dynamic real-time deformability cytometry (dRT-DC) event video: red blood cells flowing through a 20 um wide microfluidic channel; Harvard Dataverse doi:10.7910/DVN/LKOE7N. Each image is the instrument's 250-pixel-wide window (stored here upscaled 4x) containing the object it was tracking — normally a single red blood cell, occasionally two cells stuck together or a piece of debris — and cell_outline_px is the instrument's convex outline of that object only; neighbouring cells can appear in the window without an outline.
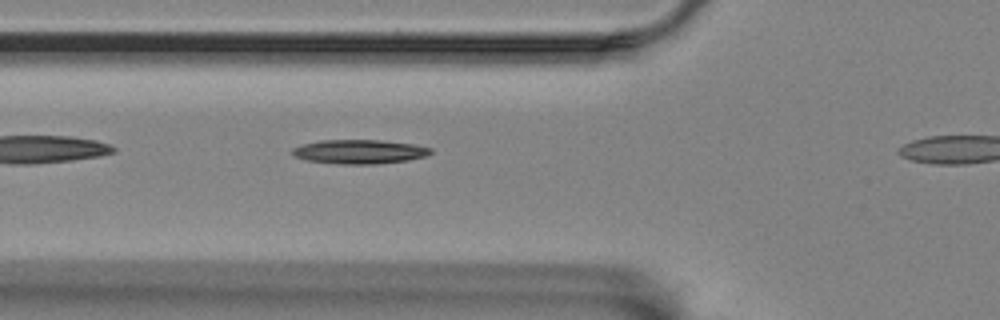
{"species": "Egyptian fruit bat (a non-hibernating species)", "species_latin": "Rousettus aegyptiacus", "temperature_condition": "room temperature", "stored_images_in_passage": 31, "camera_frame_rate_fps": 3000, "um_per_image_px": 0.085, "animal": {"sex": "female"}, "frame": {"image": 1, "passage_image": 4, "time_ms": 1.0, "image_size_px": [1000, 320], "cell_outline_px": [[432, 152], [424, 156], [408, 160], [376, 164], [340, 164], [304, 160], [296, 156], [292, 152], [292, 148], [300, 144], [320, 140], [380, 140], [412, 144], [432, 148]], "centroid_in_image_um": [30.51, 12.89], "position_along_channel_um": 95.3, "area_um2": 19.42}}
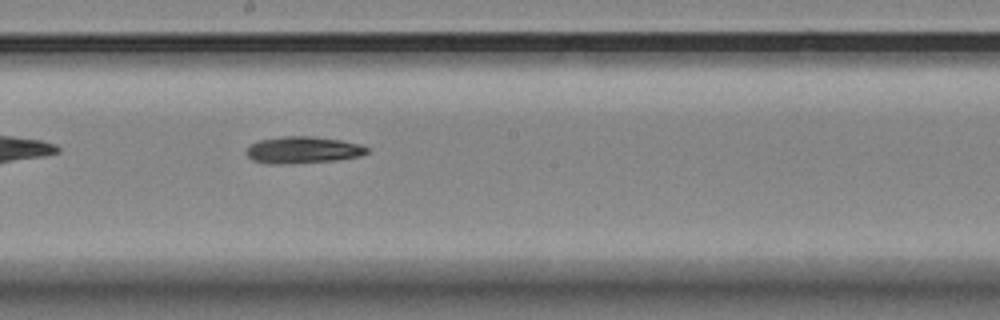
{"frame": {"image": 2, "passage_image": 15, "time_ms": 4.667, "image_size_px": [1000, 320], "cell_outline_px": [[368, 152], [360, 156], [336, 160], [288, 164], [264, 164], [252, 160], [244, 152], [252, 144], [260, 140], [280, 136], [312, 136], [340, 140], [360, 144], [368, 148]], "centroid_in_image_um": [25.71, 12.75], "position_along_channel_um": 222.5, "area_um2": 18.96}}
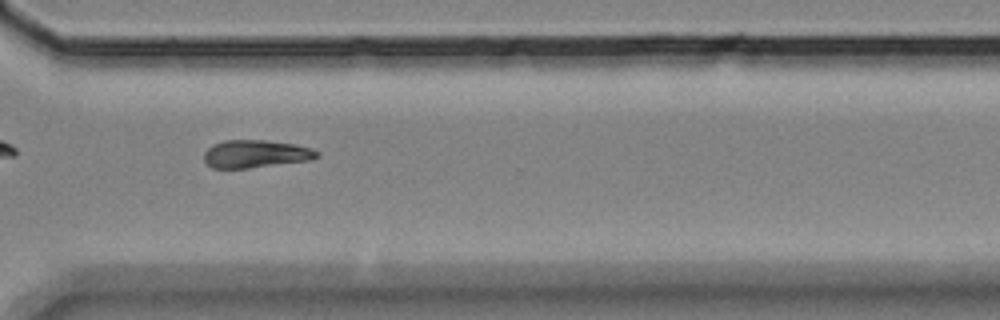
{"frame": {"image": 3, "passage_image": 26, "time_ms": 8.333, "image_size_px": [1000, 320], "cell_outline_px": [[320, 156], [308, 160], [248, 168], [212, 168], [204, 160], [204, 152], [212, 144], [224, 140], [268, 140], [296, 144], [312, 148], [320, 152]], "centroid_in_image_um": [21.73, 13.06], "position_along_channel_um": 348.9, "area_um2": 18.32}}